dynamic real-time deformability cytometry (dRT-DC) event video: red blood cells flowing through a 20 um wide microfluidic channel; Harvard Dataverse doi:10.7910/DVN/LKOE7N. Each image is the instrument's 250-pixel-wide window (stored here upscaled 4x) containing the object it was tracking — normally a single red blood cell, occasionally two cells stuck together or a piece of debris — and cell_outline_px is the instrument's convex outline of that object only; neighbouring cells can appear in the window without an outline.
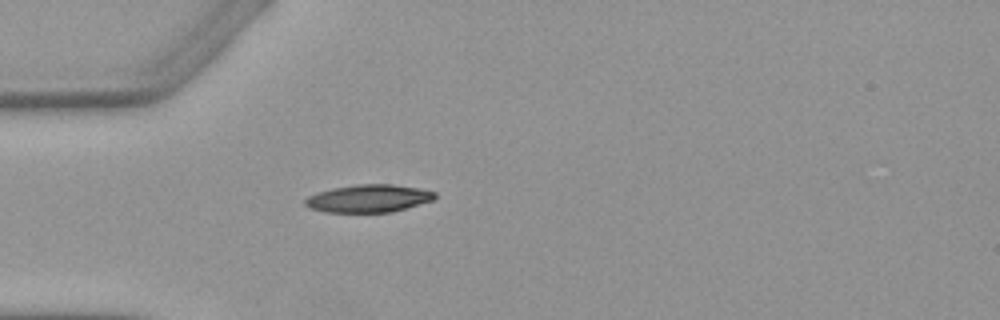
{"species": "Egyptian fruit bat (a non-hibernating species)", "species_latin": "Rousettus aegyptiacus", "temperature_condition": "warm", "stored_images_in_passage": 1, "camera_frame_rate_fps": 3000, "um_per_image_px": 0.085, "animal": {"sex": "female"}, "frame": {"image": 1, "passage_image": 1, "time_ms": 0.0, "image_size_px": [1000, 320], "cell_outline_px": [[436, 196], [432, 200], [392, 212], [324, 212], [308, 208], [304, 204], [304, 200], [308, 196], [316, 192], [332, 188], [356, 184], [392, 184], [416, 188], [436, 192]], "centroid_in_image_um": [31.26, 16.87], "position_along_channel_um": 53.7, "area_um2": 20.92}}